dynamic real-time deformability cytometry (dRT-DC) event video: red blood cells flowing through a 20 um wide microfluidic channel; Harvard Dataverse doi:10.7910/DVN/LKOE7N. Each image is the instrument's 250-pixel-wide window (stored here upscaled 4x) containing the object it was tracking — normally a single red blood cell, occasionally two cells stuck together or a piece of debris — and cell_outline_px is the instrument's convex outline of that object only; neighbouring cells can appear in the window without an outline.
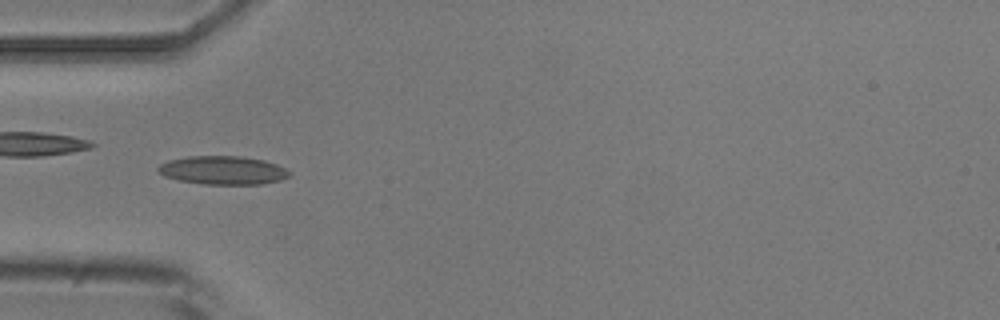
{"species": "common noctule bat (a hibernating species)", "species_latin": "Nyctalus noctula", "temperature_condition": "room temperature", "stored_images_in_passage": 4, "camera_frame_rate_fps": 3000, "um_per_image_px": 0.085, "animal": {"sex": "male", "body_mass_g": 20.5, "forearm_length_mm": 52.5}, "frame": {"image": 1, "passage_image": 4, "time_ms": 3.333, "image_size_px": [1000, 320], "cell_outline_px": [[292, 172], [288, 176], [280, 180], [260, 184], [204, 184], [176, 180], [164, 176], [156, 168], [160, 164], [168, 160], [188, 156], [240, 156], [264, 160], [276, 164]], "centroid_in_image_um": [18.92, 14.47], "position_along_channel_um": 66.1, "area_um2": 21.79}}